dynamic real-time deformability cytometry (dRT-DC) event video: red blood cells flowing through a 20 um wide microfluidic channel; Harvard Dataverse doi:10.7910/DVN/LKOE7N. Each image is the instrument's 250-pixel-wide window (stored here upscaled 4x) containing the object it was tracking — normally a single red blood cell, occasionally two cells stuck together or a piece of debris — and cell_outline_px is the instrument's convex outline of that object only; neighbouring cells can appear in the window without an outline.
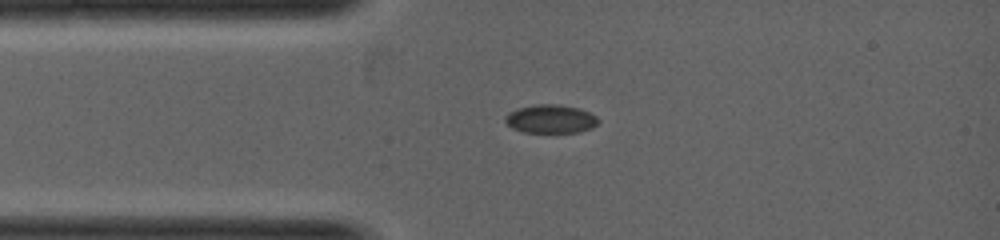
{"species": "common noctule bat (a hibernating species)", "species_latin": "Nyctalus noctula", "temperature_condition": "warm", "stored_images_in_passage": 6, "camera_frame_rate_fps": 5000, "um_per_image_px": 0.085, "animal": {"sex": "female", "body_mass_g": 19.0, "forearm_length_mm": 53.3}, "frame": {"image": 1, "passage_image": 2, "time_ms": 0.8, "image_size_px": [1000, 240], "cell_outline_px": [[600, 120], [592, 128], [580, 132], [524, 132], [512, 128], [504, 120], [504, 116], [508, 112], [516, 108], [536, 104], [556, 104], [580, 108], [596, 116]], "centroid_in_image_um": [46.79, 10.1], "position_along_channel_um": 38.2, "area_um2": 15.55}}
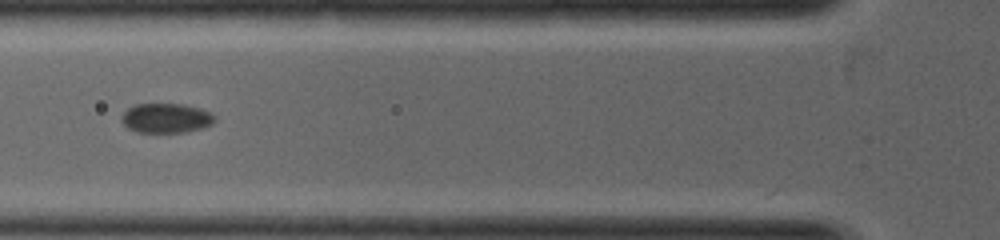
{"frame": {"image": 2, "passage_image": 4, "time_ms": 1.8, "image_size_px": [1000, 240], "cell_outline_px": [[216, 120], [212, 124], [204, 128], [184, 132], [136, 132], [128, 128], [120, 120], [120, 116], [128, 108], [136, 104], [184, 104], [200, 108], [216, 116]], "centroid_in_image_um": [14.12, 10.04], "position_along_channel_um": 111.7, "area_um2": 16.18}}
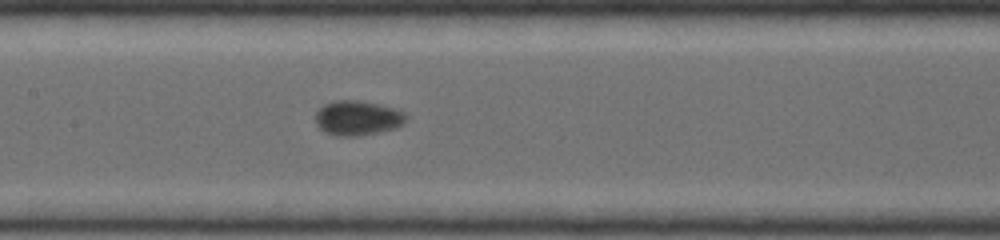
{"frame": {"image": 3, "passage_image": 6, "time_ms": 2.6, "image_size_px": [1000, 240], "cell_outline_px": [[408, 120], [400, 128], [356, 136], [336, 136], [324, 132], [316, 124], [316, 108], [332, 100], [364, 100], [396, 108], [404, 112], [408, 116]], "centroid_in_image_um": [30.43, 10.01], "position_along_channel_um": 177.0, "area_um2": 18.96}}